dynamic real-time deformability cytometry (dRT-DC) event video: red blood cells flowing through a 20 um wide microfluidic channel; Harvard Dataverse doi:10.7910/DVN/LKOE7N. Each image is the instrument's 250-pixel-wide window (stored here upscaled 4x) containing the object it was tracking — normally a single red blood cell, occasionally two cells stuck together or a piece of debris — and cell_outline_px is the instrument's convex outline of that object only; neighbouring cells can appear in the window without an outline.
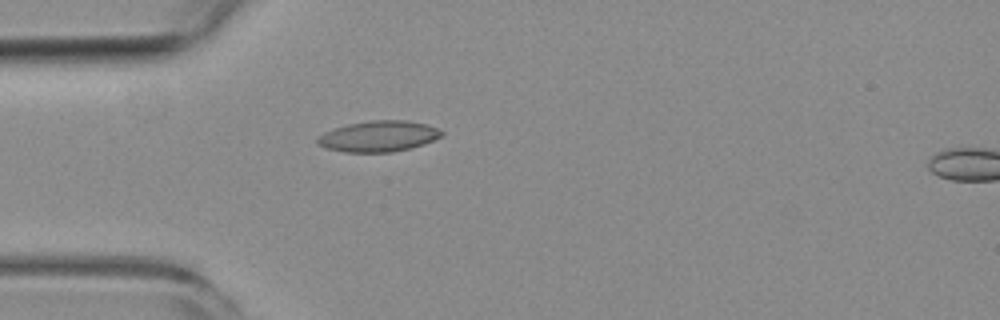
{"species": "common noctule bat (a hibernating species)", "species_latin": "Nyctalus noctula", "temperature_condition": "room temperature", "stored_images_in_passage": 3, "camera_frame_rate_fps": 3000, "um_per_image_px": 0.085, "animal": {"sex": "female", "body_mass_g": 19.3, "forearm_length_mm": 54.1}, "frame": {"image": 1, "passage_image": 2, "time_ms": 2.0, "image_size_px": [1000, 320], "cell_outline_px": [[444, 132], [440, 136], [432, 140], [408, 148], [392, 152], [344, 152], [324, 148], [316, 144], [316, 136], [324, 132], [348, 124], [372, 120], [404, 120], [424, 124], [436, 128]], "centroid_in_image_um": [32.08, 11.59], "position_along_channel_um": 52.9, "area_um2": 22.08}}